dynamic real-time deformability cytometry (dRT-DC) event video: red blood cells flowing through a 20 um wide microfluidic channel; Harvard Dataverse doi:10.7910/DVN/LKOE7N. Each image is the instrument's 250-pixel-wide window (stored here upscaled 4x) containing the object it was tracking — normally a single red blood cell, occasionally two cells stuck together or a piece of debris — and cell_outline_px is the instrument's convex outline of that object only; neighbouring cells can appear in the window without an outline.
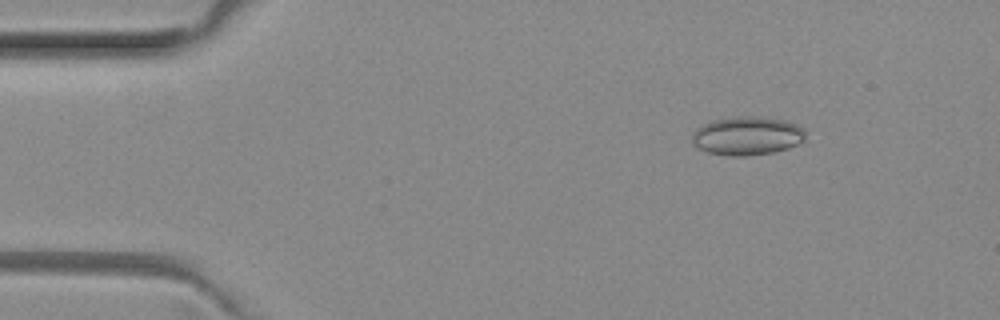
{"species": "common noctule bat (a hibernating species)", "species_latin": "Nyctalus noctula", "temperature_condition": "room temperature", "stored_images_in_passage": 6, "camera_frame_rate_fps": 3000, "um_per_image_px": 0.085, "animal": {"sex": "female", "body_mass_g": 29.2, "forearm_length_mm": 56.3}, "frame": {"image": 1, "passage_image": 2, "time_ms": 0.333, "image_size_px": [1000, 320], "cell_outline_px": [[804, 140], [788, 148], [772, 152], [748, 156], [728, 156], [708, 152], [692, 144], [692, 132], [696, 128], [704, 124], [716, 120], [736, 116], [760, 116], [784, 120], [796, 124], [804, 128]], "centroid_in_image_um": [63.49, 11.54], "position_along_channel_um": 21.5, "area_um2": 25.49}}
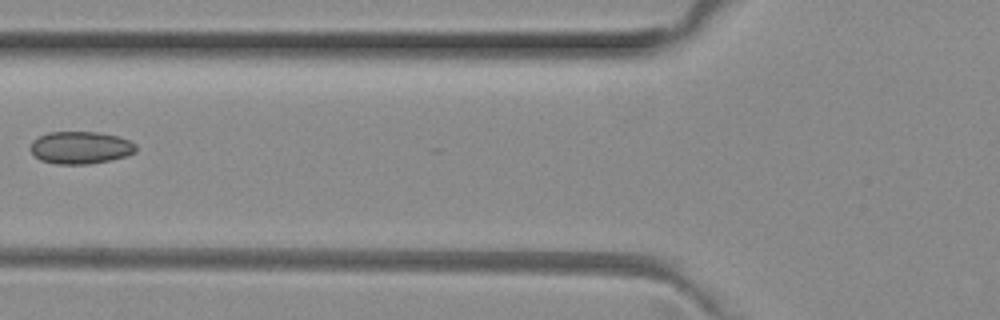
{"frame": {"image": 2, "passage_image": 6, "time_ms": 1.667, "image_size_px": [1000, 320], "cell_outline_px": [[136, 152], [112, 160], [88, 164], [56, 164], [40, 160], [28, 148], [32, 140], [48, 132], [96, 132], [116, 136], [128, 140], [136, 144]], "centroid_in_image_um": [6.81, 12.55], "position_along_channel_um": 119.0, "area_um2": 19.94}}